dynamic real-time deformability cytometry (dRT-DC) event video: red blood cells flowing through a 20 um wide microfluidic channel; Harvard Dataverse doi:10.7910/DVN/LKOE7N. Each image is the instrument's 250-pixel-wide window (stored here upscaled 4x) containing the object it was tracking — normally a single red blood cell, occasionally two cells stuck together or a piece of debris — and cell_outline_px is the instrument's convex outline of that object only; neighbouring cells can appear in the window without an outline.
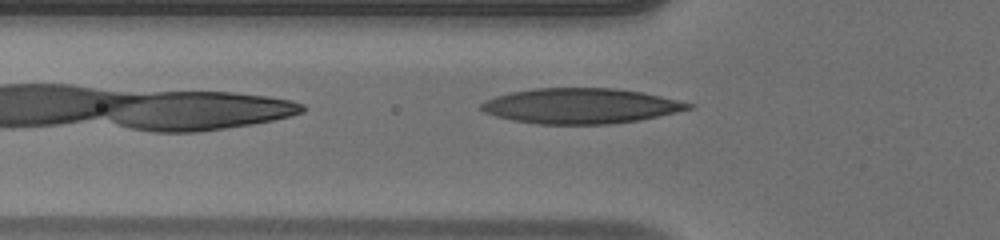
{"species": "human", "species_latin": "Homo sapiens", "temperature_condition": "warm", "stored_images_in_passage": 31, "camera_frame_rate_fps": 3000, "um_per_image_px": 0.085, "donor": {"sex": "male"}, "frame": {"image": 1, "passage_image": 2, "time_ms": 0.333, "image_size_px": [1000, 240], "cell_outline_px": [[692, 108], [676, 112], [640, 120], [608, 124], [536, 124], [512, 120], [496, 116], [484, 112], [480, 108], [480, 104], [496, 96], [512, 92], [536, 88], [616, 88], [644, 92], [692, 104]], "centroid_in_image_um": [49.34, 9.0], "position_along_channel_um": 76.5, "area_um2": 42.37}}
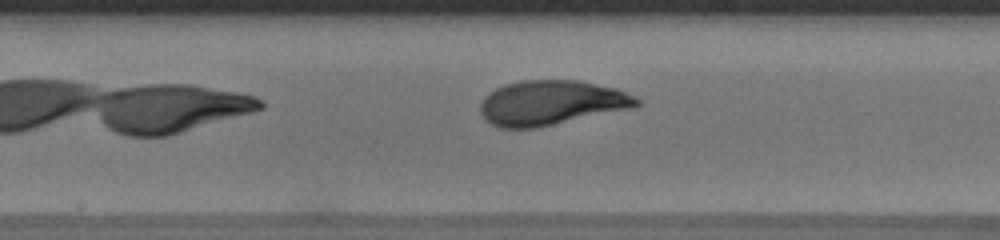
{"frame": {"image": 2, "passage_image": 11, "time_ms": 3.333, "image_size_px": [1000, 240], "cell_outline_px": [[640, 104], [636, 108], [536, 128], [500, 128], [492, 124], [480, 112], [480, 104], [484, 96], [496, 88], [504, 84], [520, 80], [576, 80], [616, 88], [640, 100]], "centroid_in_image_um": [46.87, 8.74], "position_along_channel_um": 201.3, "area_um2": 40.86}}
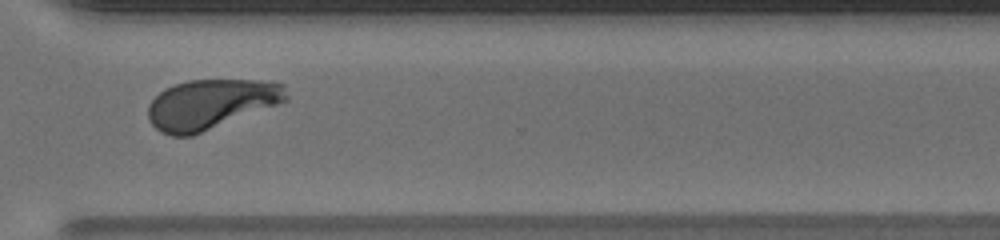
{"frame": {"image": 3, "passage_image": 22, "time_ms": 7.0, "image_size_px": [1000, 240], "cell_outline_px": [[288, 100], [192, 136], [172, 136], [160, 132], [148, 120], [148, 104], [164, 88], [188, 80], [256, 80], [284, 84], [288, 96]], "centroid_in_image_um": [17.89, 8.85], "position_along_channel_um": 352.7, "area_um2": 39.88}, "authors_computed_cell_mechanics": {"area_um2": 39.882, "velocity_mm_per_s": 4.1337, "shape_relaxation_time_tau1_ms": 3.1731, "shape_relaxation_time_tau2_ms": 0.6719, "deformation_change_tau1": 0.1961, "deformation_change_tau2": 0.0644}}